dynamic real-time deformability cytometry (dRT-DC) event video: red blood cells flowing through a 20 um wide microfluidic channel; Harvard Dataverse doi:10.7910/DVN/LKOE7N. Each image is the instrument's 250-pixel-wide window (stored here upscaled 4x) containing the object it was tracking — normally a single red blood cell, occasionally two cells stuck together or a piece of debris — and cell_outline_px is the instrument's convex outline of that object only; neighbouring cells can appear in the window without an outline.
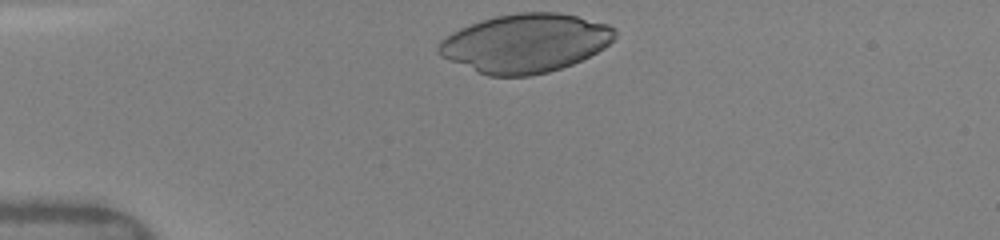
{"species": "human", "species_latin": "Homo sapiens", "temperature_condition": "warm", "stored_images_in_passage": 5, "camera_frame_rate_fps": 3000, "um_per_image_px": 0.085, "donor": {"sex": "female"}, "frame": {"image": 1, "passage_image": 1, "time_ms": 0.0, "image_size_px": [1000, 240], "cell_outline_px": [[616, 36], [604, 48], [572, 64], [548, 72], [528, 76], [488, 76], [448, 60], [440, 56], [436, 52], [436, 48], [440, 40], [444, 36], [460, 28], [480, 20], [496, 16], [516, 12], [560, 12], [608, 24], [616, 32]], "centroid_in_image_um": [44.6, 3.66], "position_along_channel_um": 40.4, "area_um2": 60.29}}